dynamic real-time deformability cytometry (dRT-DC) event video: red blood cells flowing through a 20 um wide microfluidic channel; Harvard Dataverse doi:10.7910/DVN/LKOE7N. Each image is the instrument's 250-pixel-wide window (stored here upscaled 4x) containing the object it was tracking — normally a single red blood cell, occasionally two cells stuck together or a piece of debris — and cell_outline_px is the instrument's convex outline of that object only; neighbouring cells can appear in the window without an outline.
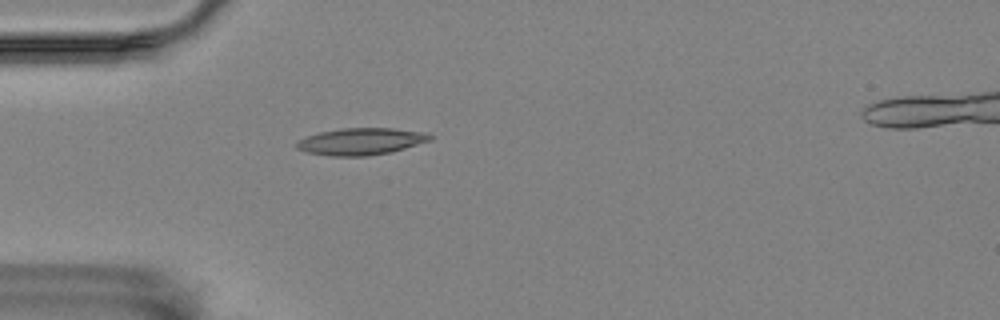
{"species": "Egyptian fruit bat (a non-hibernating species)", "species_latin": "Rousettus aegyptiacus", "temperature_condition": "room temperature", "stored_images_in_passage": 51, "camera_frame_rate_fps": 3000, "um_per_image_px": 0.085, "animal": {"sex": "female"}, "frame": {"image": 1, "passage_image": 10, "time_ms": 3.0, "image_size_px": [1000, 320], "cell_outline_px": [[432, 140], [392, 152], [368, 156], [332, 156], [308, 152], [296, 148], [296, 144], [300, 140], [308, 136], [320, 132], [340, 128], [392, 128], [428, 132], [432, 136]], "centroid_in_image_um": [30.75, 12.02], "position_along_channel_um": 54.3, "area_um2": 20.92}}
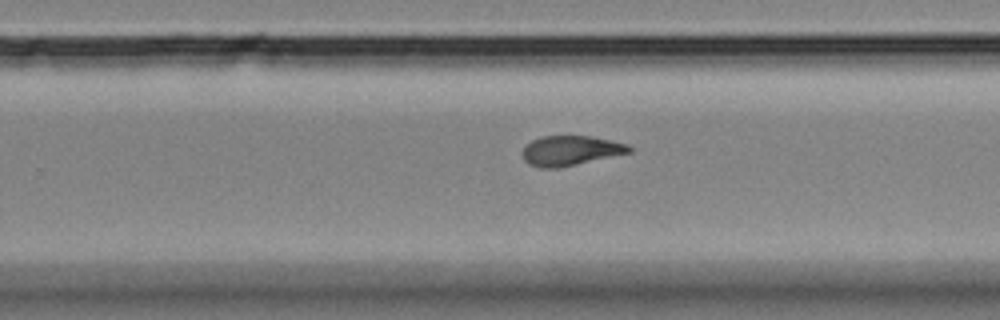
{"frame": {"image": 2, "passage_image": 30, "time_ms": 9.667, "image_size_px": [1000, 320], "cell_outline_px": [[632, 152], [560, 168], [540, 168], [528, 164], [524, 160], [524, 144], [540, 136], [592, 136], [612, 140], [628, 144], [632, 148]], "centroid_in_image_um": [48.5, 12.8], "position_along_channel_um": 281.3, "area_um2": 18.73}}
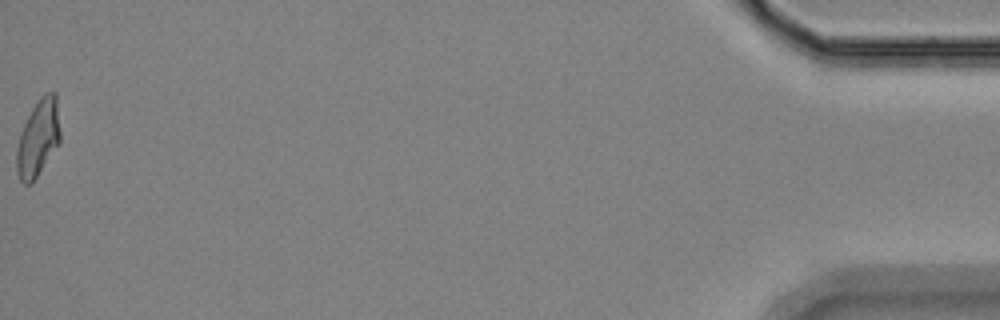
{"frame": {"image": 3, "passage_image": 51, "time_ms": 16.667, "image_size_px": [1000, 320], "cell_outline_px": [[60, 144], [36, 176], [28, 184], [24, 184], [20, 180], [16, 172], [16, 148], [24, 124], [32, 108], [40, 96], [44, 92], [56, 92], [60, 132]], "centroid_in_image_um": [3.25, 11.71], "position_along_channel_um": 431.9, "area_um2": 19.42}, "authors_computed_cell_mechanics": {"area_um2": 19.1318, "velocity_mm_per_s": 3.4988, "shape_relaxation_time_tau1_ms": 10.9888, "shape_relaxation_time_tau2_ms": 2.4907, "deformation_change_tau1": 0.2557, "deformation_change_tau2": 0.0935}}